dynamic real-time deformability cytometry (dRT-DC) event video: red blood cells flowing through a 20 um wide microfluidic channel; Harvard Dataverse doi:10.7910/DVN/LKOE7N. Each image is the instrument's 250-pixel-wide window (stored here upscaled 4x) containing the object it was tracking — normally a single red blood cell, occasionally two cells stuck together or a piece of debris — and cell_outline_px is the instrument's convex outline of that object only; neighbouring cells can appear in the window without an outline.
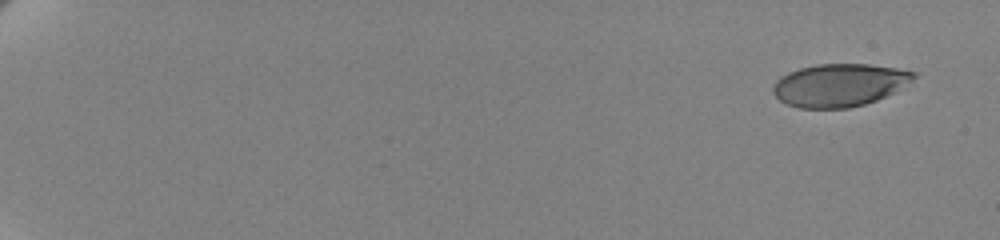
{"species": "human", "species_latin": "Homo sapiens", "temperature_condition": "cold", "stored_images_in_passage": 59, "camera_frame_rate_fps": 3000, "um_per_image_px": 0.085, "donor": {"sex": "female"}, "frame": {"image": 1, "passage_image": 1, "time_ms": 0.0, "image_size_px": [1000, 240], "cell_outline_px": [[916, 76], [912, 80], [892, 92], [876, 100], [864, 104], [848, 108], [800, 108], [788, 104], [780, 100], [772, 92], [772, 88], [776, 80], [780, 76], [788, 72], [800, 68], [816, 64], [868, 64], [896, 68], [916, 72]], "centroid_in_image_um": [71.3, 7.22], "position_along_channel_um": 13.7, "area_um2": 34.8}}
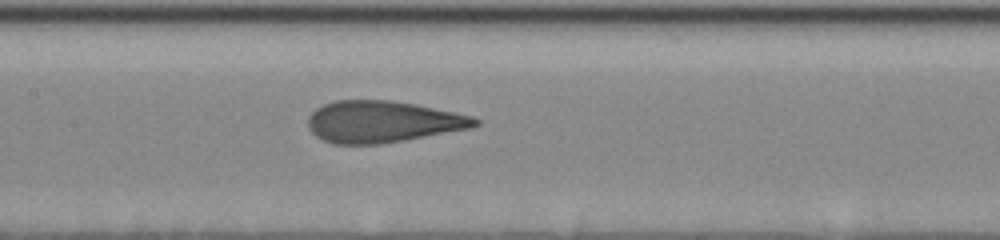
{"frame": {"image": 2, "passage_image": 32, "time_ms": 10.333, "image_size_px": [1000, 240], "cell_outline_px": [[480, 124], [472, 128], [404, 140], [380, 144], [332, 144], [316, 136], [308, 128], [308, 116], [316, 108], [324, 104], [336, 100], [388, 100], [416, 104], [472, 116], [480, 120]], "centroid_in_image_um": [32.51, 10.35], "position_along_channel_um": 174.9, "area_um2": 40.52}}
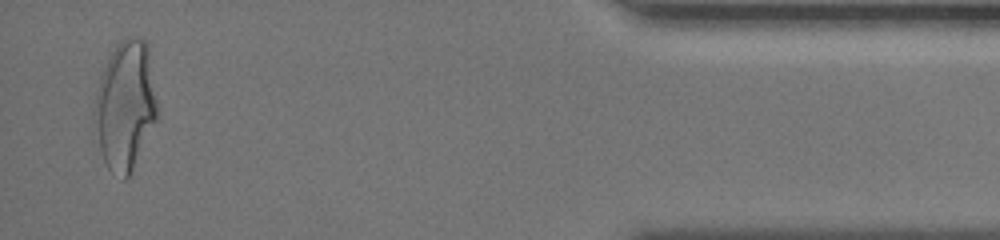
{"frame": {"image": 3, "passage_image": 58, "time_ms": 19.0, "image_size_px": [1000, 240], "cell_outline_px": [[160, 108], [156, 120], [132, 172], [124, 180], [108, 168], [100, 152], [92, 132], [92, 112], [96, 92], [100, 76], [116, 44], [120, 40], [128, 36], [136, 36], [144, 40], [148, 44]], "centroid_in_image_um": [10.65, 8.97], "position_along_channel_um": 424.6, "area_um2": 48.55}, "authors_computed_cell_mechanics": {"area_um2": 40.0554, "velocity_mm_per_s": 3.4629, "shape_relaxation_time_tau1_ms": 4.4648, "shape_relaxation_time_tau2_ms": 0.8397, "deformation_change_tau1": 0.1991, "deformation_change_tau2": 0.0833}}